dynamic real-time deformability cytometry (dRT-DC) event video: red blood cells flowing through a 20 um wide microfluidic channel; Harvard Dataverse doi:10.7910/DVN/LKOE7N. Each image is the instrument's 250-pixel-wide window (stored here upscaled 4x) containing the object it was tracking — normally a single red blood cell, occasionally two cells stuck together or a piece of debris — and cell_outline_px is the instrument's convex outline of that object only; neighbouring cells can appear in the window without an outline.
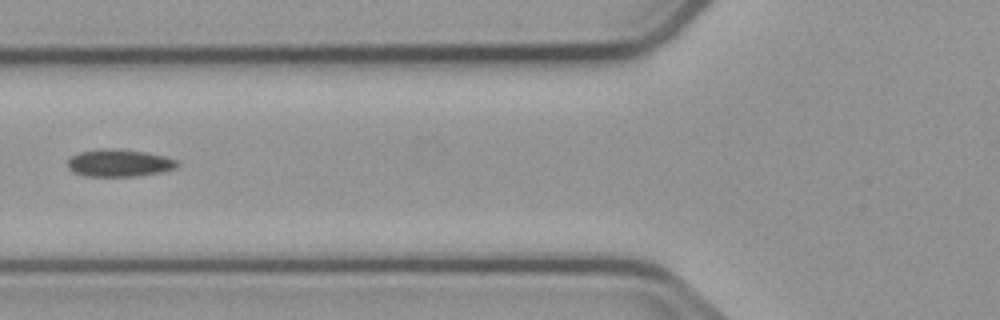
{"species": "common noctule bat (a hibernating species)", "species_latin": "Nyctalus noctula", "temperature_condition": "cold", "stored_images_in_passage": 6, "camera_frame_rate_fps": 3000, "um_per_image_px": 0.085, "animal": {"sex": "male", "body_mass_g": 23.1, "forearm_length_mm": 52.7}, "frame": {"image": 1, "passage_image": 6, "time_ms": 6.0, "image_size_px": [1000, 320], "cell_outline_px": [[180, 164], [176, 168], [160, 172], [136, 176], [84, 176], [72, 172], [68, 168], [68, 160], [72, 156], [80, 152], [100, 148], [112, 148], [144, 152], [164, 156], [176, 160]], "centroid_in_image_um": [10.11, 13.85], "position_along_channel_um": 115.7, "area_um2": 17.46}}